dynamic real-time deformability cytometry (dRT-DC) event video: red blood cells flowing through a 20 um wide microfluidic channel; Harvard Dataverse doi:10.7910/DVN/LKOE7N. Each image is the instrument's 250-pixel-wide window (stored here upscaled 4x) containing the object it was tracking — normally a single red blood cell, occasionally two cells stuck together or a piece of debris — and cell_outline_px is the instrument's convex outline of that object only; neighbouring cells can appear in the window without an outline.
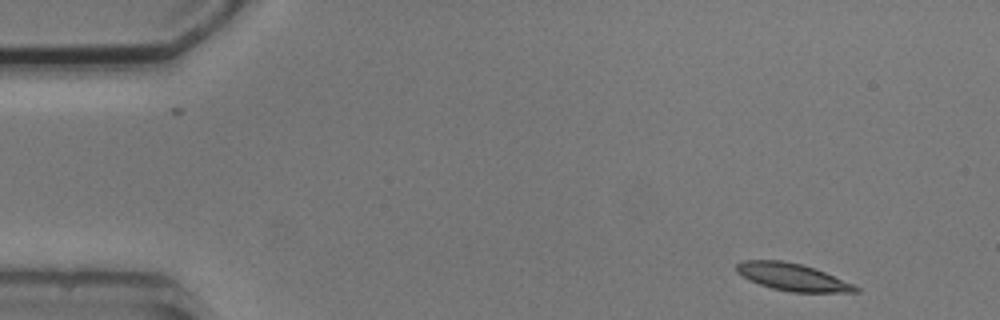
{"species": "common noctule bat (a hibernating species)", "species_latin": "Nyctalus noctula", "temperature_condition": "cold", "stored_images_in_passage": 3, "camera_frame_rate_fps": 3000, "um_per_image_px": 0.085, "animal": {"sex": "male", "body_mass_g": 20.5, "forearm_length_mm": 52.5}, "frame": {"image": 1, "passage_image": 1, "time_ms": 0.0, "image_size_px": [1000, 320], "cell_outline_px": [[860, 292], [792, 292], [772, 288], [748, 280], [736, 272], [736, 264], [744, 260], [784, 260], [816, 268], [852, 284], [860, 288]], "centroid_in_image_um": [67.33, 23.54], "position_along_channel_um": 17.7, "area_um2": 18.9}}